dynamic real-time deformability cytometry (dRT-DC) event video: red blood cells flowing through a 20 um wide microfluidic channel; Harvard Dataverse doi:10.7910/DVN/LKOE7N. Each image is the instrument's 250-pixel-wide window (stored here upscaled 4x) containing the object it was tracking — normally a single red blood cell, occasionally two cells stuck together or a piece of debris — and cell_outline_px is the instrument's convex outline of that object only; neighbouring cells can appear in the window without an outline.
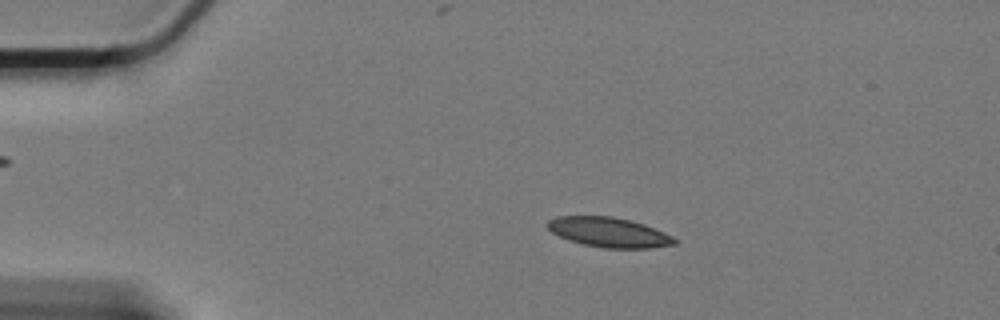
{"species": "Egyptian fruit bat (a non-hibernating species)", "species_latin": "Rousettus aegyptiacus", "temperature_condition": "cold", "stored_images_in_passage": 61, "camera_frame_rate_fps": 3000, "um_per_image_px": 0.085, "animal": {"sex": "female"}, "frame": {"image": 1, "passage_image": 12, "time_ms": 3.667, "image_size_px": [1000, 320], "cell_outline_px": [[680, 240], [676, 244], [652, 248], [604, 248], [584, 244], [568, 240], [552, 232], [548, 228], [548, 220], [556, 216], [612, 216], [632, 220], [644, 224], [664, 232]], "centroid_in_image_um": [51.8, 19.74], "position_along_channel_um": 33.2, "area_um2": 22.14}}
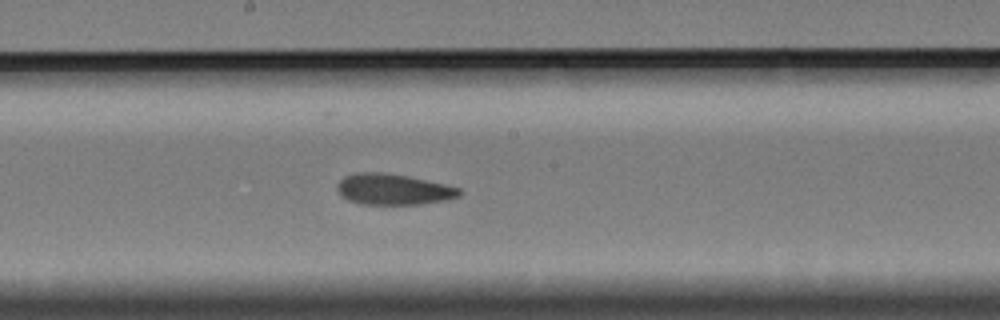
{"frame": {"image": 2, "passage_image": 33, "time_ms": 10.667, "image_size_px": [1000, 320], "cell_outline_px": [[460, 196], [444, 200], [420, 204], [360, 204], [348, 200], [336, 188], [336, 184], [344, 176], [356, 172], [384, 172], [408, 176], [444, 184], [460, 188]], "centroid_in_image_um": [33.4, 16.08], "position_along_channel_um": 214.8, "area_um2": 21.91}}
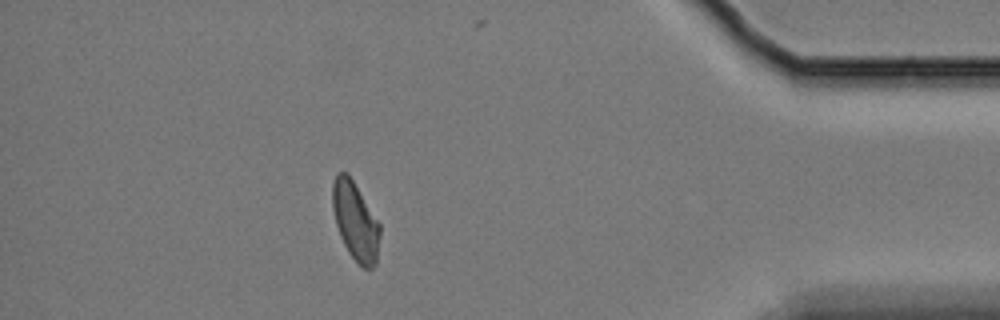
{"frame": {"image": 3, "passage_image": 54, "time_ms": 17.667, "image_size_px": [1000, 320], "cell_outline_px": [[380, 232], [376, 264], [372, 268], [364, 268], [348, 252], [340, 236], [336, 224], [332, 208], [332, 184], [336, 172], [348, 172], [380, 224]], "centroid_in_image_um": [30.19, 18.76], "position_along_channel_um": 405.0, "area_um2": 21.56}, "authors_computed_cell_mechanics": {"area_um2": 22.3108, "velocity_mm_per_s": 3.2859, "shape_relaxation_time_tau1_ms": 6.2822, "shape_relaxation_time_tau2_ms": 3.1377, "deformation_change_tau1": 0.115, "deformation_change_tau2": 0.0966}}